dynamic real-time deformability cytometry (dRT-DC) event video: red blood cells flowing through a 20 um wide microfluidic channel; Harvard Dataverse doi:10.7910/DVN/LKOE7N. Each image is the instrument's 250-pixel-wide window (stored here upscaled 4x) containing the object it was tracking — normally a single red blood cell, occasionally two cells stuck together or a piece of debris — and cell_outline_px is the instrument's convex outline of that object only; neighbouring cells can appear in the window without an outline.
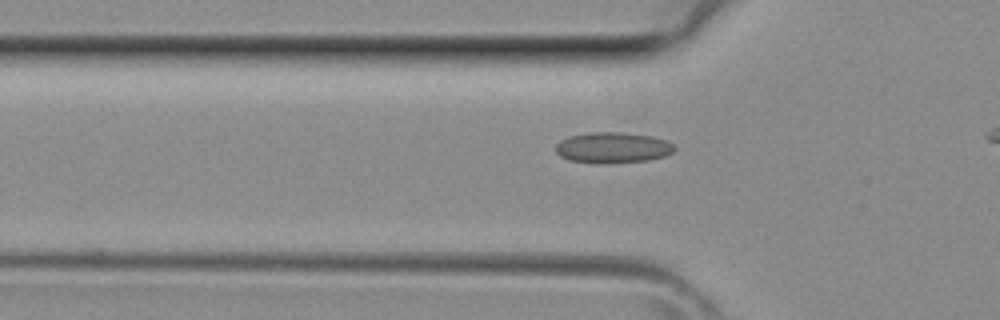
{"species": "common noctule bat (a hibernating species)", "species_latin": "Nyctalus noctula", "temperature_condition": "room temperature", "stored_images_in_passage": 4, "segment_of_instrument_passage": [1, 2], "camera_frame_rate_fps": 3000, "um_per_image_px": 0.085, "animal": {"sex": "female", "body_mass_g": 29.2, "forearm_length_mm": 56.3}, "frame": {"image": 1, "passage_image": 3, "time_ms": 0.667, "image_size_px": [1000, 320], "cell_outline_px": [[676, 148], [672, 152], [664, 156], [648, 160], [608, 164], [596, 164], [568, 160], [560, 156], [556, 152], [556, 144], [560, 140], [568, 136], [592, 132], [620, 132], [652, 136], [668, 140]], "centroid_in_image_um": [52.06, 12.56], "position_along_channel_um": 73.7, "area_um2": 21.62}}